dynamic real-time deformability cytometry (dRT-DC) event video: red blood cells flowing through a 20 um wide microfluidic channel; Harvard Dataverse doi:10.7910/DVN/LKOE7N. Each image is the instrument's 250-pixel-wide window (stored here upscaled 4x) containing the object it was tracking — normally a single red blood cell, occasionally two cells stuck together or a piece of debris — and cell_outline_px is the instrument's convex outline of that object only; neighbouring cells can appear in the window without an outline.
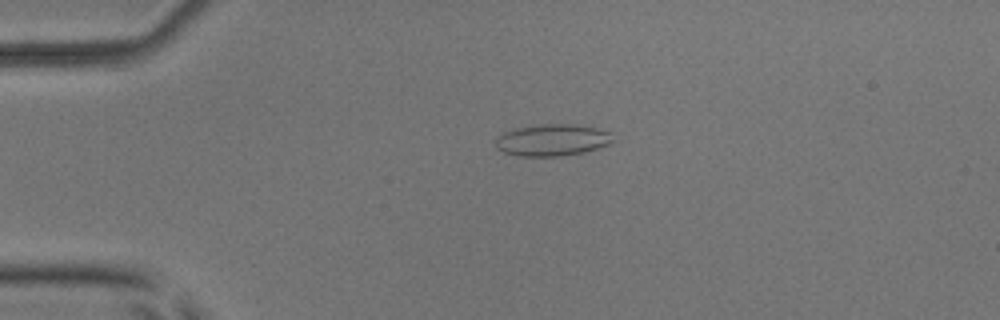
{"species": "common noctule bat (a hibernating species)", "species_latin": "Nyctalus noctula", "temperature_condition": "room temperature", "stored_images_in_passage": 5, "camera_frame_rate_fps": 3000, "um_per_image_px": 0.085, "animal": {"sex": "male", "body_mass_g": 17.9, "forearm_length_mm": 54.2}, "frame": {"image": 1, "passage_image": 4, "time_ms": 3.333, "image_size_px": [1000, 320], "cell_outline_px": [[616, 140], [608, 144], [584, 152], [560, 156], [516, 156], [504, 152], [496, 148], [496, 140], [504, 132], [516, 128], [536, 124], [572, 124], [596, 128], [608, 132]], "centroid_in_image_um": [46.93, 11.9], "position_along_channel_um": 38.1, "area_um2": 21.62}}